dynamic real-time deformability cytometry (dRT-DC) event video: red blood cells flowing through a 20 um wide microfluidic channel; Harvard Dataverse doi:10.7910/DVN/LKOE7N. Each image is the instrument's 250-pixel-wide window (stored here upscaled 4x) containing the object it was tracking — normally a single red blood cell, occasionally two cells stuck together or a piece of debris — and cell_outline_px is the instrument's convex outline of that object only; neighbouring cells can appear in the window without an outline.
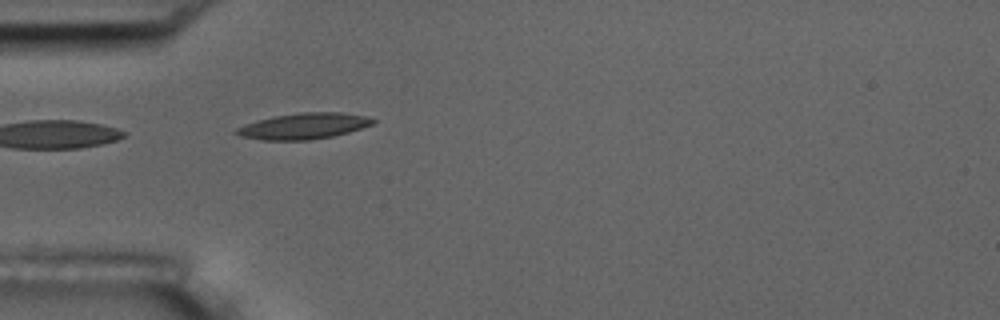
{"species": "common noctule bat (a hibernating species)", "species_latin": "Nyctalus noctula", "temperature_condition": "room temperature", "stored_images_in_passage": 2, "camera_frame_rate_fps": 3000, "um_per_image_px": 0.085, "animal": {"sex": "male", "body_mass_g": 17.5, "forearm_length_mm": 52.3}, "frame": {"image": 1, "passage_image": 2, "time_ms": 0.333, "image_size_px": [1000, 320], "cell_outline_px": [[376, 120], [372, 124], [348, 132], [332, 136], [308, 140], [260, 140], [240, 136], [232, 132], [236, 128], [244, 124], [256, 120], [272, 116], [300, 112], [340, 112], [364, 116]], "centroid_in_image_um": [25.73, 10.71], "position_along_channel_um": 59.3, "area_um2": 20.69}}